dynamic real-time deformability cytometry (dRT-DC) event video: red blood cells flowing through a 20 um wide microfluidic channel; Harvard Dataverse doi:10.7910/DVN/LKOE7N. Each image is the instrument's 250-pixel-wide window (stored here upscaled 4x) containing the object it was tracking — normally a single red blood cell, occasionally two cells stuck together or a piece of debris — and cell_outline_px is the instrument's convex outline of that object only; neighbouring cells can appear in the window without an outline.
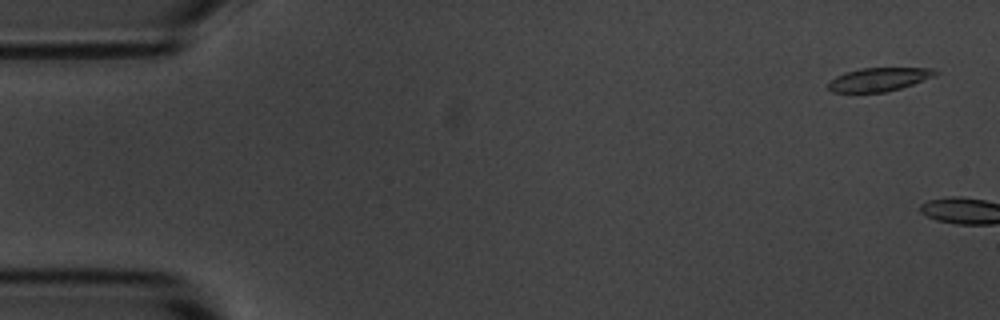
{"species": "common noctule bat (a hibernating species)", "species_latin": "Nyctalus noctula", "temperature_condition": "room temperature", "stored_images_in_passage": 6, "camera_frame_rate_fps": 3000, "um_per_image_px": 0.085, "animal": {"sex": "male", "body_mass_g": 20.1, "forearm_length_mm": 53.5}, "frame": {"image": 1, "passage_image": 3, "time_ms": 0.667, "image_size_px": [1000, 320], "cell_outline_px": [[940, 72], [936, 76], [900, 88], [884, 92], [832, 92], [828, 88], [828, 84], [836, 76], [844, 72], [860, 68], [932, 68]], "centroid_in_image_um": [74.72, 6.74], "position_along_channel_um": 10.3, "area_um2": 14.62}}